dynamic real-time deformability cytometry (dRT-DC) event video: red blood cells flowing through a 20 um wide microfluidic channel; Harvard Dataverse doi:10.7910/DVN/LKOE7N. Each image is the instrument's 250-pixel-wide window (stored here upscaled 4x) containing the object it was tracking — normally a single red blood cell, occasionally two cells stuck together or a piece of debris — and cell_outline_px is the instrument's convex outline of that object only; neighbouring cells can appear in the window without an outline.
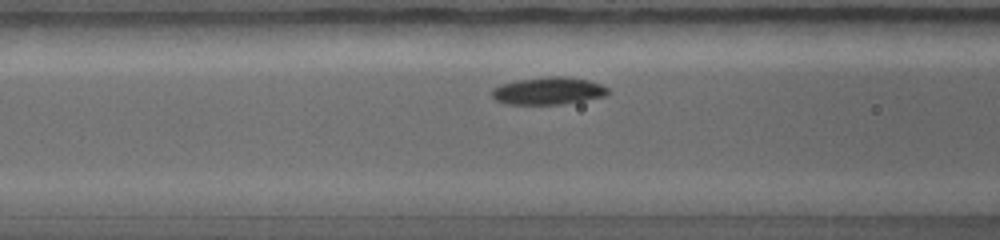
{"species": "common noctule bat (a hibernating species)", "species_latin": "Nyctalus noctula", "temperature_condition": "warm", "stored_images_in_passage": 15, "camera_frame_rate_fps": 5000, "um_per_image_px": 0.085, "animal": {"sex": "female", "body_mass_g": 19.0, "forearm_length_mm": 56.7}, "frame": {"image": 1, "passage_image": 5, "time_ms": 1.8, "image_size_px": [1000, 240], "cell_outline_px": [[608, 92], [604, 96], [560, 104], [504, 104], [496, 100], [492, 96], [492, 88], [500, 84], [516, 80], [548, 76], [568, 76], [588, 80], [600, 84], [608, 88]], "centroid_in_image_um": [46.56, 7.71], "position_along_channel_um": 120.0, "area_um2": 18.5}}
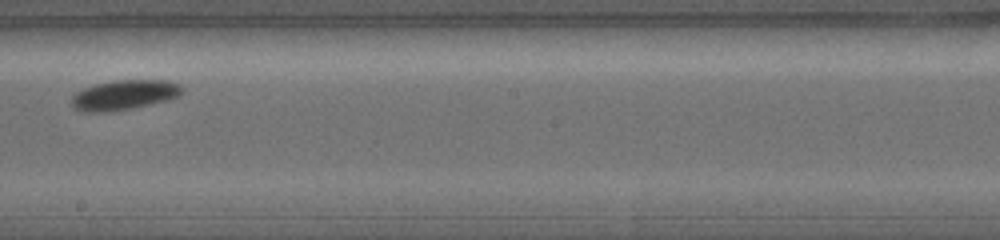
{"frame": {"image": 2, "passage_image": 9, "time_ms": 3.8, "image_size_px": [1000, 240], "cell_outline_px": [[184, 92], [168, 100], [132, 108], [96, 112], [88, 112], [76, 108], [72, 104], [72, 96], [76, 92], [84, 88], [96, 84], [116, 80], [168, 80], [180, 84], [184, 88]], "centroid_in_image_um": [10.61, 8.05], "position_along_channel_um": 237.6, "area_um2": 18.96}}
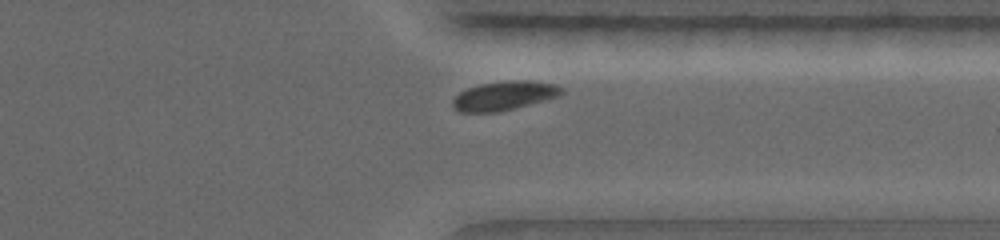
{"frame": {"image": 3, "passage_image": 14, "time_ms": 6.0, "image_size_px": [1000, 240], "cell_outline_px": [[564, 92], [560, 96], [516, 108], [496, 112], [460, 112], [452, 108], [452, 100], [460, 92], [468, 88], [480, 84], [512, 80], [528, 80], [556, 84], [564, 88]], "centroid_in_image_um": [42.88, 8.14], "position_along_channel_um": 368.5, "area_um2": 18.55}}